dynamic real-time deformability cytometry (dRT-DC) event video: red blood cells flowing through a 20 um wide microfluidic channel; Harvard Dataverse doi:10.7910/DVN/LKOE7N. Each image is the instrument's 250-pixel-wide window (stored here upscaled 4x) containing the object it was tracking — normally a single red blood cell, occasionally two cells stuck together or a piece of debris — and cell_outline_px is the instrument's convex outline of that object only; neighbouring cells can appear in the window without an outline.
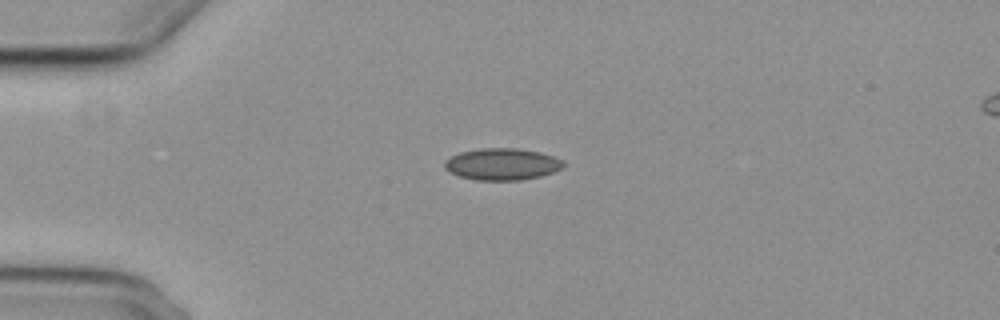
{"species": "common noctule bat (a hibernating species)", "species_latin": "Nyctalus noctula", "temperature_condition": "cold", "stored_images_in_passage": 13, "camera_frame_rate_fps": 3000, "um_per_image_px": 0.085, "animal": {"sex": "female", "body_mass_g": 29.2, "forearm_length_mm": 56.3}, "frame": {"image": 1, "passage_image": 13, "time_ms": 4.0, "image_size_px": [1000, 320], "cell_outline_px": [[564, 168], [556, 172], [540, 176], [520, 180], [476, 180], [460, 176], [448, 172], [444, 168], [444, 160], [460, 152], [480, 148], [516, 148], [540, 152], [564, 160]], "centroid_in_image_um": [42.69, 13.95], "position_along_channel_um": 42.3, "area_um2": 22.2}}